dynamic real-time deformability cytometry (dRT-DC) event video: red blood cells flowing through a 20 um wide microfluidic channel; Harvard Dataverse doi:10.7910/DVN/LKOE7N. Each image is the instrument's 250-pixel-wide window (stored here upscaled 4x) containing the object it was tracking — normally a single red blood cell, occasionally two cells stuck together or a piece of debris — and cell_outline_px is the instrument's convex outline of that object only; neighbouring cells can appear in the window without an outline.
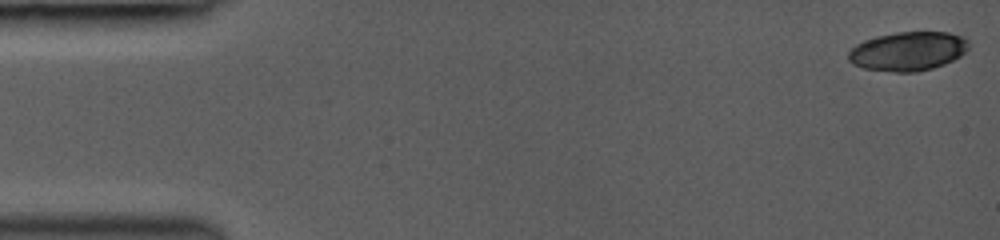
{"species": "common noctule bat (a hibernating species)", "species_latin": "Nyctalus noctula", "temperature_condition": "room temperature", "stored_images_in_passage": 19, "camera_frame_rate_fps": 3000, "um_per_image_px": 0.085, "animal": {"sex": "female", "body_mass_g": 19.0, "forearm_length_mm": 53.3}, "frame": {"image": 1, "passage_image": 1, "time_ms": 0.0, "image_size_px": [1000, 240], "cell_outline_px": [[968, 48], [960, 56], [944, 64], [932, 68], [916, 72], [896, 72], [864, 68], [852, 64], [848, 60], [848, 52], [856, 44], [864, 40], [876, 36], [896, 32], [948, 32], [964, 36], [968, 40]], "centroid_in_image_um": [77.17, 4.34], "position_along_channel_um": 7.8, "area_um2": 27.4}}
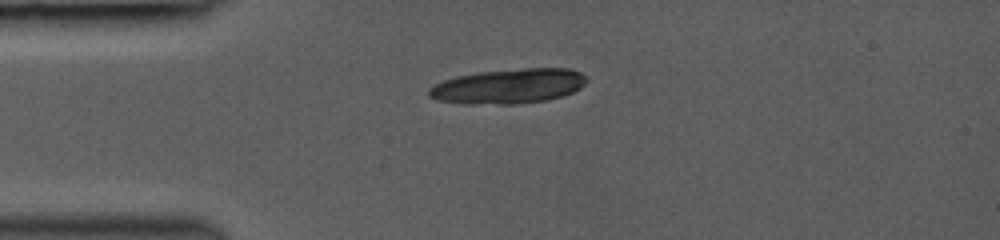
{"frame": {"image": 2, "passage_image": 11, "time_ms": 3.667, "image_size_px": [1000, 240], "cell_outline_px": [[588, 80], [580, 88], [572, 92], [560, 96], [544, 100], [520, 104], [464, 104], [436, 100], [428, 96], [428, 88], [444, 80], [456, 76], [476, 72], [524, 68], [568, 68], [580, 72]], "centroid_in_image_um": [43.19, 7.33], "position_along_channel_um": 41.8, "area_um2": 32.08}}